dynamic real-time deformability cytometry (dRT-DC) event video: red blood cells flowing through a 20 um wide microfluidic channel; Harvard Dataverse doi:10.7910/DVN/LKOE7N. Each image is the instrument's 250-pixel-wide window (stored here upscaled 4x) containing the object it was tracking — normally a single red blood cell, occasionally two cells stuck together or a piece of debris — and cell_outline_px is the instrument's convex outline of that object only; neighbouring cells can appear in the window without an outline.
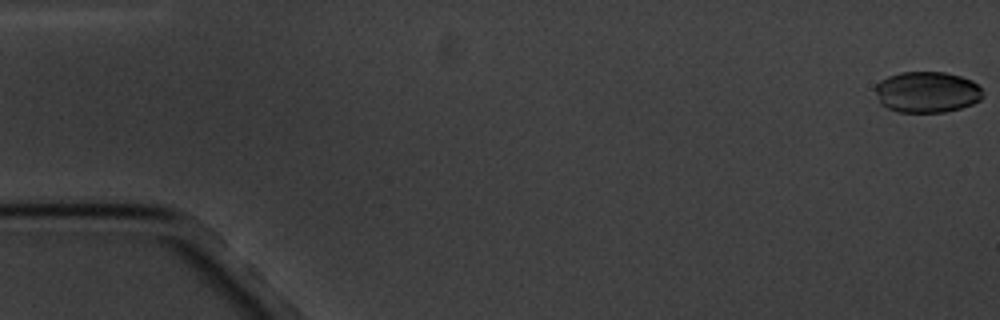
{"species": "common noctule bat (a hibernating species)", "species_latin": "Nyctalus noctula", "temperature_condition": "cold", "stored_images_in_passage": 8, "camera_frame_rate_fps": 3000, "um_per_image_px": 0.085, "animal": {"sex": "male", "body_mass_g": 20.1, "forearm_length_mm": 53.5}, "frame": {"image": 1, "passage_image": 1, "time_ms": 0.0, "image_size_px": [1000, 320], "cell_outline_px": [[984, 96], [980, 100], [972, 104], [960, 108], [944, 112], [900, 112], [888, 108], [880, 104], [876, 92], [876, 84], [880, 80], [888, 76], [900, 72], [944, 72], [960, 76], [972, 80], [980, 88]], "centroid_in_image_um": [78.79, 7.82], "position_along_channel_um": 6.2, "area_um2": 25.72}}
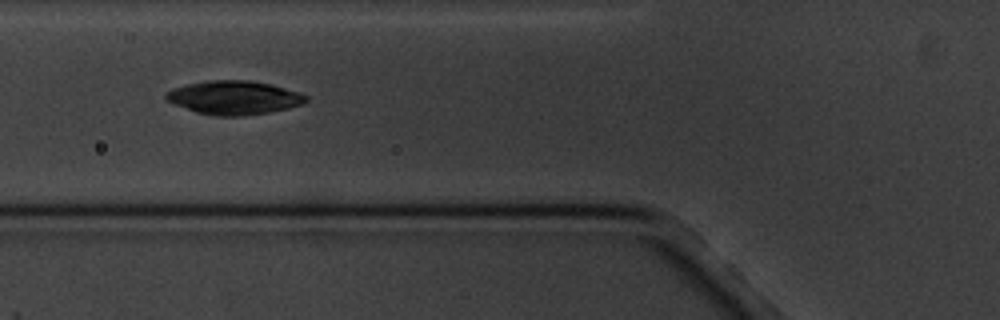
{"frame": {"image": 2, "passage_image": 7, "time_ms": 7.0, "image_size_px": [1000, 320], "cell_outline_px": [[308, 100], [300, 104], [288, 108], [268, 112], [240, 116], [216, 116], [196, 112], [164, 100], [164, 92], [172, 88], [188, 84], [208, 80], [248, 80], [272, 84], [300, 92], [308, 96]], "centroid_in_image_um": [19.86, 8.29], "position_along_channel_um": 105.9, "area_um2": 27.57}}
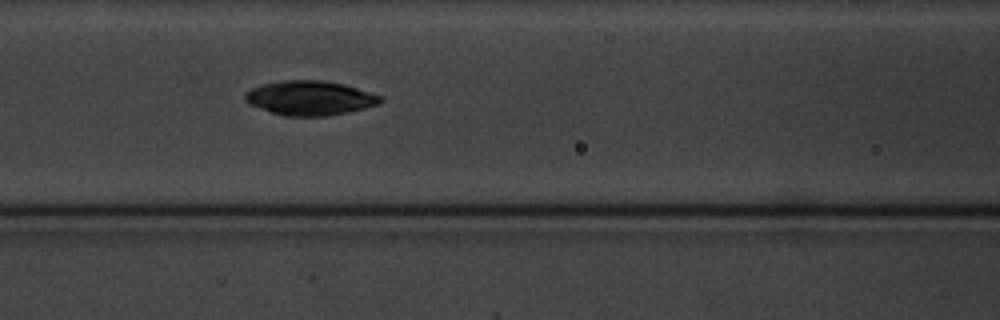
{"frame": {"image": 3, "passage_image": 8, "time_ms": 8.0, "image_size_px": [1000, 320], "cell_outline_px": [[384, 100], [376, 104], [364, 108], [348, 112], [328, 116], [284, 116], [248, 104], [244, 100], [244, 92], [260, 84], [280, 80], [324, 80], [344, 84], [380, 96]], "centroid_in_image_um": [26.28, 8.32], "position_along_channel_um": 140.3, "area_um2": 27.17}}